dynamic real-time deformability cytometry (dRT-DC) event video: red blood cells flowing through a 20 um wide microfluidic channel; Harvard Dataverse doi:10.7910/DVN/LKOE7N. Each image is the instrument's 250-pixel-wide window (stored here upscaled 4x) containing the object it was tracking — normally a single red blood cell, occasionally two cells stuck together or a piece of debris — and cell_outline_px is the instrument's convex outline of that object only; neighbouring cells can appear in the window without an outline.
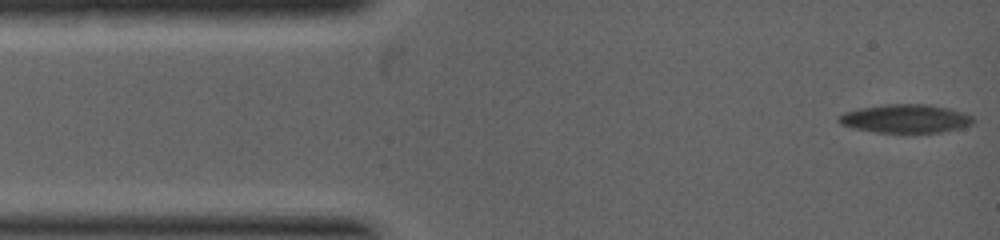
{"species": "common noctule bat (a hibernating species)", "species_latin": "Nyctalus noctula", "temperature_condition": "warm", "stored_images_in_passage": 13, "camera_frame_rate_fps": 5000, "um_per_image_px": 0.085, "animal": {"sex": "female", "body_mass_g": 19.0, "forearm_length_mm": 53.3}, "frame": {"image": 1, "passage_image": 1, "time_ms": 0.0, "image_size_px": [1000, 240], "cell_outline_px": [[972, 124], [960, 128], [940, 132], [904, 136], [876, 132], [852, 128], [840, 124], [836, 120], [836, 116], [844, 112], [860, 108], [884, 104], [928, 104], [948, 108], [964, 112], [972, 116]], "centroid_in_image_um": [76.92, 10.12], "position_along_channel_um": 8.1, "area_um2": 23.29}}
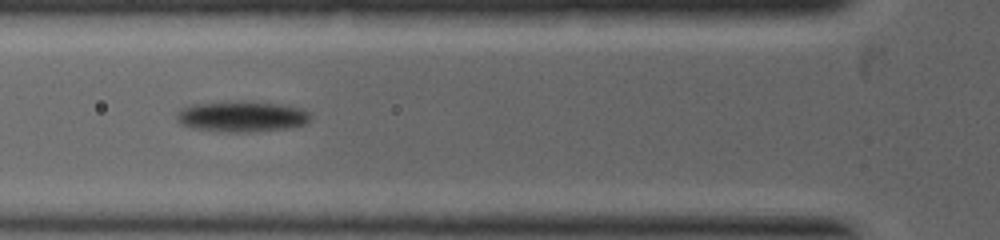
{"frame": {"image": 2, "passage_image": 10, "time_ms": 2.6, "image_size_px": [1000, 240], "cell_outline_px": [[308, 120], [304, 124], [288, 128], [248, 132], [232, 132], [192, 128], [180, 124], [176, 120], [176, 112], [180, 108], [188, 104], [224, 100], [252, 100], [284, 104], [304, 108], [308, 112]], "centroid_in_image_um": [20.49, 9.85], "position_along_channel_um": 105.3, "area_um2": 24.8}}
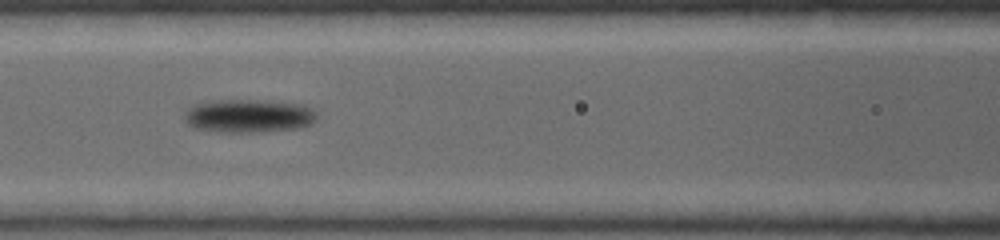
{"frame": {"image": 3, "passage_image": 12, "time_ms": 3.2, "image_size_px": [1000, 240], "cell_outline_px": [[316, 120], [312, 124], [300, 128], [248, 132], [224, 132], [196, 128], [188, 124], [184, 120], [184, 108], [192, 104], [208, 100], [268, 100], [304, 104], [312, 108], [316, 112]], "centroid_in_image_um": [21.11, 9.82], "position_along_channel_um": 145.5, "area_um2": 26.18}}